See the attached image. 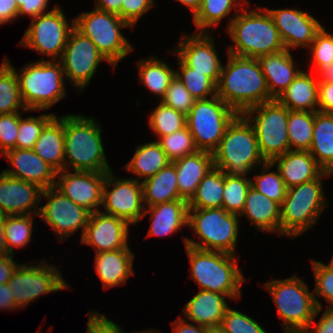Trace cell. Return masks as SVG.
<instances>
[{
  "instance_id": "cell-1",
  "label": "cell",
  "mask_w": 333,
  "mask_h": 333,
  "mask_svg": "<svg viewBox=\"0 0 333 333\" xmlns=\"http://www.w3.org/2000/svg\"><path fill=\"white\" fill-rule=\"evenodd\" d=\"M227 54L228 61L216 85L217 96L237 114L272 101L258 59Z\"/></svg>"
},
{
  "instance_id": "cell-2",
  "label": "cell",
  "mask_w": 333,
  "mask_h": 333,
  "mask_svg": "<svg viewBox=\"0 0 333 333\" xmlns=\"http://www.w3.org/2000/svg\"><path fill=\"white\" fill-rule=\"evenodd\" d=\"M247 9L244 7L228 21L226 32L234 44L227 47V53L258 59L285 49L268 11L259 7Z\"/></svg>"
},
{
  "instance_id": "cell-3",
  "label": "cell",
  "mask_w": 333,
  "mask_h": 333,
  "mask_svg": "<svg viewBox=\"0 0 333 333\" xmlns=\"http://www.w3.org/2000/svg\"><path fill=\"white\" fill-rule=\"evenodd\" d=\"M101 126L93 117L64 116V170L111 171L102 143Z\"/></svg>"
},
{
  "instance_id": "cell-4",
  "label": "cell",
  "mask_w": 333,
  "mask_h": 333,
  "mask_svg": "<svg viewBox=\"0 0 333 333\" xmlns=\"http://www.w3.org/2000/svg\"><path fill=\"white\" fill-rule=\"evenodd\" d=\"M190 262L191 278L200 290H208L238 300L242 283L246 280L237 264L235 255L202 250L185 245Z\"/></svg>"
},
{
  "instance_id": "cell-5",
  "label": "cell",
  "mask_w": 333,
  "mask_h": 333,
  "mask_svg": "<svg viewBox=\"0 0 333 333\" xmlns=\"http://www.w3.org/2000/svg\"><path fill=\"white\" fill-rule=\"evenodd\" d=\"M214 167L226 175L247 177L248 172L266 161L261 156L255 131L238 114L227 126L218 148L213 152Z\"/></svg>"
},
{
  "instance_id": "cell-6",
  "label": "cell",
  "mask_w": 333,
  "mask_h": 333,
  "mask_svg": "<svg viewBox=\"0 0 333 333\" xmlns=\"http://www.w3.org/2000/svg\"><path fill=\"white\" fill-rule=\"evenodd\" d=\"M331 175L324 171L317 179L287 189L280 206L281 236L295 238L315 226L329 205L325 199L322 179Z\"/></svg>"
},
{
  "instance_id": "cell-7",
  "label": "cell",
  "mask_w": 333,
  "mask_h": 333,
  "mask_svg": "<svg viewBox=\"0 0 333 333\" xmlns=\"http://www.w3.org/2000/svg\"><path fill=\"white\" fill-rule=\"evenodd\" d=\"M15 71L20 94L28 111L50 109L66 96L64 71L60 61L45 60L30 62L16 70L11 61L4 59Z\"/></svg>"
},
{
  "instance_id": "cell-8",
  "label": "cell",
  "mask_w": 333,
  "mask_h": 333,
  "mask_svg": "<svg viewBox=\"0 0 333 333\" xmlns=\"http://www.w3.org/2000/svg\"><path fill=\"white\" fill-rule=\"evenodd\" d=\"M239 215L226 212L223 208H188V227L200 241L184 237V245L220 251L235 255L239 232Z\"/></svg>"
},
{
  "instance_id": "cell-9",
  "label": "cell",
  "mask_w": 333,
  "mask_h": 333,
  "mask_svg": "<svg viewBox=\"0 0 333 333\" xmlns=\"http://www.w3.org/2000/svg\"><path fill=\"white\" fill-rule=\"evenodd\" d=\"M264 288L273 297L284 332L305 331L310 326L317 306L305 281L294 274L268 281Z\"/></svg>"
},
{
  "instance_id": "cell-10",
  "label": "cell",
  "mask_w": 333,
  "mask_h": 333,
  "mask_svg": "<svg viewBox=\"0 0 333 333\" xmlns=\"http://www.w3.org/2000/svg\"><path fill=\"white\" fill-rule=\"evenodd\" d=\"M74 27L88 37L114 67L134 50L120 31L131 26L116 14L94 8L76 16Z\"/></svg>"
},
{
  "instance_id": "cell-11",
  "label": "cell",
  "mask_w": 333,
  "mask_h": 333,
  "mask_svg": "<svg viewBox=\"0 0 333 333\" xmlns=\"http://www.w3.org/2000/svg\"><path fill=\"white\" fill-rule=\"evenodd\" d=\"M238 114L217 95L196 100L186 115V126L199 151L213 153L227 126Z\"/></svg>"
},
{
  "instance_id": "cell-12",
  "label": "cell",
  "mask_w": 333,
  "mask_h": 333,
  "mask_svg": "<svg viewBox=\"0 0 333 333\" xmlns=\"http://www.w3.org/2000/svg\"><path fill=\"white\" fill-rule=\"evenodd\" d=\"M289 109L276 99L259 104L242 115L250 122L256 134L261 156L271 162L289 151L287 132Z\"/></svg>"
},
{
  "instance_id": "cell-13",
  "label": "cell",
  "mask_w": 333,
  "mask_h": 333,
  "mask_svg": "<svg viewBox=\"0 0 333 333\" xmlns=\"http://www.w3.org/2000/svg\"><path fill=\"white\" fill-rule=\"evenodd\" d=\"M68 21L62 8L56 4L52 11L31 20L20 45L46 55L51 60H60L74 28V18L71 23Z\"/></svg>"
},
{
  "instance_id": "cell-14",
  "label": "cell",
  "mask_w": 333,
  "mask_h": 333,
  "mask_svg": "<svg viewBox=\"0 0 333 333\" xmlns=\"http://www.w3.org/2000/svg\"><path fill=\"white\" fill-rule=\"evenodd\" d=\"M41 262H35L36 265L20 264L8 281L18 308L27 307L30 302L44 294L70 288L59 268L47 264L45 260Z\"/></svg>"
},
{
  "instance_id": "cell-15",
  "label": "cell",
  "mask_w": 333,
  "mask_h": 333,
  "mask_svg": "<svg viewBox=\"0 0 333 333\" xmlns=\"http://www.w3.org/2000/svg\"><path fill=\"white\" fill-rule=\"evenodd\" d=\"M105 60L115 68L97 49L96 45L75 27L71 30L60 58L66 80L78 90H84L94 77L100 62Z\"/></svg>"
},
{
  "instance_id": "cell-16",
  "label": "cell",
  "mask_w": 333,
  "mask_h": 333,
  "mask_svg": "<svg viewBox=\"0 0 333 333\" xmlns=\"http://www.w3.org/2000/svg\"><path fill=\"white\" fill-rule=\"evenodd\" d=\"M102 207L105 212H101L136 225L145 211L141 181L128 177L118 178L112 170L108 171L103 187Z\"/></svg>"
},
{
  "instance_id": "cell-17",
  "label": "cell",
  "mask_w": 333,
  "mask_h": 333,
  "mask_svg": "<svg viewBox=\"0 0 333 333\" xmlns=\"http://www.w3.org/2000/svg\"><path fill=\"white\" fill-rule=\"evenodd\" d=\"M43 198H47L48 202L40 207L38 217L53 229L58 239L61 242L65 238L67 240L80 229L82 238L91 212L74 203L55 187L43 189L41 200Z\"/></svg>"
},
{
  "instance_id": "cell-18",
  "label": "cell",
  "mask_w": 333,
  "mask_h": 333,
  "mask_svg": "<svg viewBox=\"0 0 333 333\" xmlns=\"http://www.w3.org/2000/svg\"><path fill=\"white\" fill-rule=\"evenodd\" d=\"M175 47L172 52L186 66L194 69L195 72L207 75L216 85L218 84L223 64L209 32H196L193 35L182 34Z\"/></svg>"
},
{
  "instance_id": "cell-19",
  "label": "cell",
  "mask_w": 333,
  "mask_h": 333,
  "mask_svg": "<svg viewBox=\"0 0 333 333\" xmlns=\"http://www.w3.org/2000/svg\"><path fill=\"white\" fill-rule=\"evenodd\" d=\"M70 171L57 172L54 187L91 213L100 211L107 172Z\"/></svg>"
},
{
  "instance_id": "cell-20",
  "label": "cell",
  "mask_w": 333,
  "mask_h": 333,
  "mask_svg": "<svg viewBox=\"0 0 333 333\" xmlns=\"http://www.w3.org/2000/svg\"><path fill=\"white\" fill-rule=\"evenodd\" d=\"M278 29L285 49L309 48L323 25L307 12L298 9H267Z\"/></svg>"
},
{
  "instance_id": "cell-21",
  "label": "cell",
  "mask_w": 333,
  "mask_h": 333,
  "mask_svg": "<svg viewBox=\"0 0 333 333\" xmlns=\"http://www.w3.org/2000/svg\"><path fill=\"white\" fill-rule=\"evenodd\" d=\"M129 226L125 220L114 215L96 211L90 214L81 244L94 247L95 252L130 249Z\"/></svg>"
},
{
  "instance_id": "cell-22",
  "label": "cell",
  "mask_w": 333,
  "mask_h": 333,
  "mask_svg": "<svg viewBox=\"0 0 333 333\" xmlns=\"http://www.w3.org/2000/svg\"><path fill=\"white\" fill-rule=\"evenodd\" d=\"M42 191L43 189L35 183L16 179L1 172L0 212L7 216H38Z\"/></svg>"
},
{
  "instance_id": "cell-23",
  "label": "cell",
  "mask_w": 333,
  "mask_h": 333,
  "mask_svg": "<svg viewBox=\"0 0 333 333\" xmlns=\"http://www.w3.org/2000/svg\"><path fill=\"white\" fill-rule=\"evenodd\" d=\"M3 156L11 164L2 172L10 177L32 182L42 189L55 186L57 171L42 160L33 149H11Z\"/></svg>"
},
{
  "instance_id": "cell-24",
  "label": "cell",
  "mask_w": 333,
  "mask_h": 333,
  "mask_svg": "<svg viewBox=\"0 0 333 333\" xmlns=\"http://www.w3.org/2000/svg\"><path fill=\"white\" fill-rule=\"evenodd\" d=\"M258 62L273 100L277 99L302 71L294 64L293 56L287 49L260 56Z\"/></svg>"
},
{
  "instance_id": "cell-25",
  "label": "cell",
  "mask_w": 333,
  "mask_h": 333,
  "mask_svg": "<svg viewBox=\"0 0 333 333\" xmlns=\"http://www.w3.org/2000/svg\"><path fill=\"white\" fill-rule=\"evenodd\" d=\"M180 198L189 202L204 176L214 167L213 153L197 151L173 161Z\"/></svg>"
},
{
  "instance_id": "cell-26",
  "label": "cell",
  "mask_w": 333,
  "mask_h": 333,
  "mask_svg": "<svg viewBox=\"0 0 333 333\" xmlns=\"http://www.w3.org/2000/svg\"><path fill=\"white\" fill-rule=\"evenodd\" d=\"M276 166L287 188L317 179L324 170L317 164L309 151L289 150L274 158Z\"/></svg>"
},
{
  "instance_id": "cell-27",
  "label": "cell",
  "mask_w": 333,
  "mask_h": 333,
  "mask_svg": "<svg viewBox=\"0 0 333 333\" xmlns=\"http://www.w3.org/2000/svg\"><path fill=\"white\" fill-rule=\"evenodd\" d=\"M226 295L208 290H200L183 309L186 320L207 328L219 327L226 310L230 307Z\"/></svg>"
},
{
  "instance_id": "cell-28",
  "label": "cell",
  "mask_w": 333,
  "mask_h": 333,
  "mask_svg": "<svg viewBox=\"0 0 333 333\" xmlns=\"http://www.w3.org/2000/svg\"><path fill=\"white\" fill-rule=\"evenodd\" d=\"M150 214V230L147 236H168L188 226V202L179 199L145 207L144 215Z\"/></svg>"
},
{
  "instance_id": "cell-29",
  "label": "cell",
  "mask_w": 333,
  "mask_h": 333,
  "mask_svg": "<svg viewBox=\"0 0 333 333\" xmlns=\"http://www.w3.org/2000/svg\"><path fill=\"white\" fill-rule=\"evenodd\" d=\"M133 261L134 254L130 249L96 253L94 267L103 288L126 284L128 277L134 275Z\"/></svg>"
},
{
  "instance_id": "cell-30",
  "label": "cell",
  "mask_w": 333,
  "mask_h": 333,
  "mask_svg": "<svg viewBox=\"0 0 333 333\" xmlns=\"http://www.w3.org/2000/svg\"><path fill=\"white\" fill-rule=\"evenodd\" d=\"M312 76L302 70L276 100L292 111L317 112L319 81Z\"/></svg>"
},
{
  "instance_id": "cell-31",
  "label": "cell",
  "mask_w": 333,
  "mask_h": 333,
  "mask_svg": "<svg viewBox=\"0 0 333 333\" xmlns=\"http://www.w3.org/2000/svg\"><path fill=\"white\" fill-rule=\"evenodd\" d=\"M244 215L259 231L280 235V205L252 186L247 192L240 217Z\"/></svg>"
},
{
  "instance_id": "cell-32",
  "label": "cell",
  "mask_w": 333,
  "mask_h": 333,
  "mask_svg": "<svg viewBox=\"0 0 333 333\" xmlns=\"http://www.w3.org/2000/svg\"><path fill=\"white\" fill-rule=\"evenodd\" d=\"M33 150L57 172L64 170V116L55 115L45 125Z\"/></svg>"
},
{
  "instance_id": "cell-33",
  "label": "cell",
  "mask_w": 333,
  "mask_h": 333,
  "mask_svg": "<svg viewBox=\"0 0 333 333\" xmlns=\"http://www.w3.org/2000/svg\"><path fill=\"white\" fill-rule=\"evenodd\" d=\"M145 207L179 200L177 171L174 162L159 170L154 176L141 181Z\"/></svg>"
},
{
  "instance_id": "cell-34",
  "label": "cell",
  "mask_w": 333,
  "mask_h": 333,
  "mask_svg": "<svg viewBox=\"0 0 333 333\" xmlns=\"http://www.w3.org/2000/svg\"><path fill=\"white\" fill-rule=\"evenodd\" d=\"M309 153L317 164L333 174V114L315 112Z\"/></svg>"
},
{
  "instance_id": "cell-35",
  "label": "cell",
  "mask_w": 333,
  "mask_h": 333,
  "mask_svg": "<svg viewBox=\"0 0 333 333\" xmlns=\"http://www.w3.org/2000/svg\"><path fill=\"white\" fill-rule=\"evenodd\" d=\"M172 162L157 141L137 145L135 154L124 166L126 171L137 175V180L154 176L159 170Z\"/></svg>"
},
{
  "instance_id": "cell-36",
  "label": "cell",
  "mask_w": 333,
  "mask_h": 333,
  "mask_svg": "<svg viewBox=\"0 0 333 333\" xmlns=\"http://www.w3.org/2000/svg\"><path fill=\"white\" fill-rule=\"evenodd\" d=\"M138 73L140 83L161 100L176 76V69L152 56L138 61Z\"/></svg>"
},
{
  "instance_id": "cell-37",
  "label": "cell",
  "mask_w": 333,
  "mask_h": 333,
  "mask_svg": "<svg viewBox=\"0 0 333 333\" xmlns=\"http://www.w3.org/2000/svg\"><path fill=\"white\" fill-rule=\"evenodd\" d=\"M224 171L213 167L201 180L188 208H222Z\"/></svg>"
},
{
  "instance_id": "cell-38",
  "label": "cell",
  "mask_w": 333,
  "mask_h": 333,
  "mask_svg": "<svg viewBox=\"0 0 333 333\" xmlns=\"http://www.w3.org/2000/svg\"><path fill=\"white\" fill-rule=\"evenodd\" d=\"M249 4L248 0H202L200 8L193 15L198 32H208L210 27L218 25L224 17L236 9L238 13Z\"/></svg>"
},
{
  "instance_id": "cell-39",
  "label": "cell",
  "mask_w": 333,
  "mask_h": 333,
  "mask_svg": "<svg viewBox=\"0 0 333 333\" xmlns=\"http://www.w3.org/2000/svg\"><path fill=\"white\" fill-rule=\"evenodd\" d=\"M315 112H288L287 132L289 149L293 151H309L312 143Z\"/></svg>"
},
{
  "instance_id": "cell-40",
  "label": "cell",
  "mask_w": 333,
  "mask_h": 333,
  "mask_svg": "<svg viewBox=\"0 0 333 333\" xmlns=\"http://www.w3.org/2000/svg\"><path fill=\"white\" fill-rule=\"evenodd\" d=\"M28 111L23 104L14 69L3 59L0 65V115Z\"/></svg>"
},
{
  "instance_id": "cell-41",
  "label": "cell",
  "mask_w": 333,
  "mask_h": 333,
  "mask_svg": "<svg viewBox=\"0 0 333 333\" xmlns=\"http://www.w3.org/2000/svg\"><path fill=\"white\" fill-rule=\"evenodd\" d=\"M261 167V174H256L254 178L251 179V186L281 206L288 188L282 180L277 168L276 172L274 170L269 171L274 167L271 162L266 161Z\"/></svg>"
},
{
  "instance_id": "cell-42",
  "label": "cell",
  "mask_w": 333,
  "mask_h": 333,
  "mask_svg": "<svg viewBox=\"0 0 333 333\" xmlns=\"http://www.w3.org/2000/svg\"><path fill=\"white\" fill-rule=\"evenodd\" d=\"M250 187L251 178L224 173L222 208L228 213L240 216Z\"/></svg>"
},
{
  "instance_id": "cell-43",
  "label": "cell",
  "mask_w": 333,
  "mask_h": 333,
  "mask_svg": "<svg viewBox=\"0 0 333 333\" xmlns=\"http://www.w3.org/2000/svg\"><path fill=\"white\" fill-rule=\"evenodd\" d=\"M177 60L179 68L176 70V76L196 100L207 99L217 95L216 84L207 75L195 72L194 69L186 66L178 57Z\"/></svg>"
},
{
  "instance_id": "cell-44",
  "label": "cell",
  "mask_w": 333,
  "mask_h": 333,
  "mask_svg": "<svg viewBox=\"0 0 333 333\" xmlns=\"http://www.w3.org/2000/svg\"><path fill=\"white\" fill-rule=\"evenodd\" d=\"M33 218L32 214L7 216L4 234L10 254L14 255L13 248L26 247L30 242L33 234Z\"/></svg>"
},
{
  "instance_id": "cell-45",
  "label": "cell",
  "mask_w": 333,
  "mask_h": 333,
  "mask_svg": "<svg viewBox=\"0 0 333 333\" xmlns=\"http://www.w3.org/2000/svg\"><path fill=\"white\" fill-rule=\"evenodd\" d=\"M149 117V126L158 139L178 131L186 126V115L164 105L162 102L154 108Z\"/></svg>"
},
{
  "instance_id": "cell-46",
  "label": "cell",
  "mask_w": 333,
  "mask_h": 333,
  "mask_svg": "<svg viewBox=\"0 0 333 333\" xmlns=\"http://www.w3.org/2000/svg\"><path fill=\"white\" fill-rule=\"evenodd\" d=\"M26 112L31 111L19 112V130L16 139L17 149H33L45 125L56 115L55 113H44L38 117L30 116L23 118L22 115Z\"/></svg>"
},
{
  "instance_id": "cell-47",
  "label": "cell",
  "mask_w": 333,
  "mask_h": 333,
  "mask_svg": "<svg viewBox=\"0 0 333 333\" xmlns=\"http://www.w3.org/2000/svg\"><path fill=\"white\" fill-rule=\"evenodd\" d=\"M156 141L172 162L198 151L187 126Z\"/></svg>"
},
{
  "instance_id": "cell-48",
  "label": "cell",
  "mask_w": 333,
  "mask_h": 333,
  "mask_svg": "<svg viewBox=\"0 0 333 333\" xmlns=\"http://www.w3.org/2000/svg\"><path fill=\"white\" fill-rule=\"evenodd\" d=\"M315 76H318L323 70L329 68L333 62V34L328 33L325 27H322L315 35L314 41L309 47Z\"/></svg>"
},
{
  "instance_id": "cell-49",
  "label": "cell",
  "mask_w": 333,
  "mask_h": 333,
  "mask_svg": "<svg viewBox=\"0 0 333 333\" xmlns=\"http://www.w3.org/2000/svg\"><path fill=\"white\" fill-rule=\"evenodd\" d=\"M314 270L315 288L312 291L317 308H322L317 297L324 298L329 303V308H333V270L320 261L311 260Z\"/></svg>"
},
{
  "instance_id": "cell-50",
  "label": "cell",
  "mask_w": 333,
  "mask_h": 333,
  "mask_svg": "<svg viewBox=\"0 0 333 333\" xmlns=\"http://www.w3.org/2000/svg\"><path fill=\"white\" fill-rule=\"evenodd\" d=\"M220 327L226 333H268L252 317L230 307L226 310Z\"/></svg>"
},
{
  "instance_id": "cell-51",
  "label": "cell",
  "mask_w": 333,
  "mask_h": 333,
  "mask_svg": "<svg viewBox=\"0 0 333 333\" xmlns=\"http://www.w3.org/2000/svg\"><path fill=\"white\" fill-rule=\"evenodd\" d=\"M196 99L189 93L177 76L171 81L165 96L160 100L164 105L187 115Z\"/></svg>"
},
{
  "instance_id": "cell-52",
  "label": "cell",
  "mask_w": 333,
  "mask_h": 333,
  "mask_svg": "<svg viewBox=\"0 0 333 333\" xmlns=\"http://www.w3.org/2000/svg\"><path fill=\"white\" fill-rule=\"evenodd\" d=\"M19 130V112L0 115V152L16 148V139Z\"/></svg>"
},
{
  "instance_id": "cell-53",
  "label": "cell",
  "mask_w": 333,
  "mask_h": 333,
  "mask_svg": "<svg viewBox=\"0 0 333 333\" xmlns=\"http://www.w3.org/2000/svg\"><path fill=\"white\" fill-rule=\"evenodd\" d=\"M154 5V0H122L120 18L133 28Z\"/></svg>"
},
{
  "instance_id": "cell-54",
  "label": "cell",
  "mask_w": 333,
  "mask_h": 333,
  "mask_svg": "<svg viewBox=\"0 0 333 333\" xmlns=\"http://www.w3.org/2000/svg\"><path fill=\"white\" fill-rule=\"evenodd\" d=\"M85 333H125L117 323L100 314L98 311H89L87 331Z\"/></svg>"
},
{
  "instance_id": "cell-55",
  "label": "cell",
  "mask_w": 333,
  "mask_h": 333,
  "mask_svg": "<svg viewBox=\"0 0 333 333\" xmlns=\"http://www.w3.org/2000/svg\"><path fill=\"white\" fill-rule=\"evenodd\" d=\"M50 0H16L19 10V16H29L32 19L36 16L46 14L52 10L46 11Z\"/></svg>"
},
{
  "instance_id": "cell-56",
  "label": "cell",
  "mask_w": 333,
  "mask_h": 333,
  "mask_svg": "<svg viewBox=\"0 0 333 333\" xmlns=\"http://www.w3.org/2000/svg\"><path fill=\"white\" fill-rule=\"evenodd\" d=\"M321 310L322 308H317L310 326L305 330L306 333H333V308L327 307L319 321L315 323L314 319Z\"/></svg>"
},
{
  "instance_id": "cell-57",
  "label": "cell",
  "mask_w": 333,
  "mask_h": 333,
  "mask_svg": "<svg viewBox=\"0 0 333 333\" xmlns=\"http://www.w3.org/2000/svg\"><path fill=\"white\" fill-rule=\"evenodd\" d=\"M318 111L333 114V82H319Z\"/></svg>"
},
{
  "instance_id": "cell-58",
  "label": "cell",
  "mask_w": 333,
  "mask_h": 333,
  "mask_svg": "<svg viewBox=\"0 0 333 333\" xmlns=\"http://www.w3.org/2000/svg\"><path fill=\"white\" fill-rule=\"evenodd\" d=\"M18 10L16 0H0V25L18 18Z\"/></svg>"
},
{
  "instance_id": "cell-59",
  "label": "cell",
  "mask_w": 333,
  "mask_h": 333,
  "mask_svg": "<svg viewBox=\"0 0 333 333\" xmlns=\"http://www.w3.org/2000/svg\"><path fill=\"white\" fill-rule=\"evenodd\" d=\"M14 255L0 257V284H7L12 277L14 271L20 264H17L13 259Z\"/></svg>"
},
{
  "instance_id": "cell-60",
  "label": "cell",
  "mask_w": 333,
  "mask_h": 333,
  "mask_svg": "<svg viewBox=\"0 0 333 333\" xmlns=\"http://www.w3.org/2000/svg\"><path fill=\"white\" fill-rule=\"evenodd\" d=\"M172 327V333H206L207 331V327L190 323L180 316L172 323Z\"/></svg>"
},
{
  "instance_id": "cell-61",
  "label": "cell",
  "mask_w": 333,
  "mask_h": 333,
  "mask_svg": "<svg viewBox=\"0 0 333 333\" xmlns=\"http://www.w3.org/2000/svg\"><path fill=\"white\" fill-rule=\"evenodd\" d=\"M13 293L7 284H0V309L16 310L18 307L13 299Z\"/></svg>"
},
{
  "instance_id": "cell-62",
  "label": "cell",
  "mask_w": 333,
  "mask_h": 333,
  "mask_svg": "<svg viewBox=\"0 0 333 333\" xmlns=\"http://www.w3.org/2000/svg\"><path fill=\"white\" fill-rule=\"evenodd\" d=\"M121 6L122 0H97L94 7L120 17Z\"/></svg>"
},
{
  "instance_id": "cell-63",
  "label": "cell",
  "mask_w": 333,
  "mask_h": 333,
  "mask_svg": "<svg viewBox=\"0 0 333 333\" xmlns=\"http://www.w3.org/2000/svg\"><path fill=\"white\" fill-rule=\"evenodd\" d=\"M6 218L7 215L0 212V257L10 255L4 234Z\"/></svg>"
},
{
  "instance_id": "cell-64",
  "label": "cell",
  "mask_w": 333,
  "mask_h": 333,
  "mask_svg": "<svg viewBox=\"0 0 333 333\" xmlns=\"http://www.w3.org/2000/svg\"><path fill=\"white\" fill-rule=\"evenodd\" d=\"M176 1H178L185 7H188L190 9L192 16L197 12L202 3V0H176Z\"/></svg>"
},
{
  "instance_id": "cell-65",
  "label": "cell",
  "mask_w": 333,
  "mask_h": 333,
  "mask_svg": "<svg viewBox=\"0 0 333 333\" xmlns=\"http://www.w3.org/2000/svg\"><path fill=\"white\" fill-rule=\"evenodd\" d=\"M317 77L319 82H333V62L328 69L323 70Z\"/></svg>"
},
{
  "instance_id": "cell-66",
  "label": "cell",
  "mask_w": 333,
  "mask_h": 333,
  "mask_svg": "<svg viewBox=\"0 0 333 333\" xmlns=\"http://www.w3.org/2000/svg\"><path fill=\"white\" fill-rule=\"evenodd\" d=\"M206 333H226V332L219 326V327L207 328Z\"/></svg>"
},
{
  "instance_id": "cell-67",
  "label": "cell",
  "mask_w": 333,
  "mask_h": 333,
  "mask_svg": "<svg viewBox=\"0 0 333 333\" xmlns=\"http://www.w3.org/2000/svg\"><path fill=\"white\" fill-rule=\"evenodd\" d=\"M134 333H161V332H159L158 330H156L155 331V329L153 330H141V331H136V332H134Z\"/></svg>"
},
{
  "instance_id": "cell-68",
  "label": "cell",
  "mask_w": 333,
  "mask_h": 333,
  "mask_svg": "<svg viewBox=\"0 0 333 333\" xmlns=\"http://www.w3.org/2000/svg\"><path fill=\"white\" fill-rule=\"evenodd\" d=\"M328 268H330L331 270H333V256L329 262V264L326 265Z\"/></svg>"
},
{
  "instance_id": "cell-69",
  "label": "cell",
  "mask_w": 333,
  "mask_h": 333,
  "mask_svg": "<svg viewBox=\"0 0 333 333\" xmlns=\"http://www.w3.org/2000/svg\"><path fill=\"white\" fill-rule=\"evenodd\" d=\"M284 333H306L305 331H297V332H284Z\"/></svg>"
}]
</instances>
